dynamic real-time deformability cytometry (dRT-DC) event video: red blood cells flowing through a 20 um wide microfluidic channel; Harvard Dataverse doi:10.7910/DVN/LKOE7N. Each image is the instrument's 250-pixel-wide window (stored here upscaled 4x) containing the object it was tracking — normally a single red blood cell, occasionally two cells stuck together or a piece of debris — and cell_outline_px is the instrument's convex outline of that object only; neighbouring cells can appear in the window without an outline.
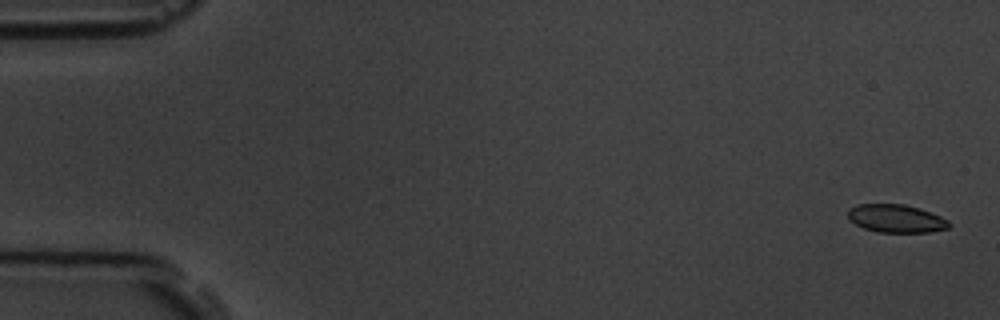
{"species": "common noctule bat (a hibernating species)", "species_latin": "Nyctalus noctula", "temperature_condition": "room temperature", "stored_images_in_passage": 9, "camera_frame_rate_fps": 3000, "um_per_image_px": 0.085, "animal": {"sex": "male", "body_mass_g": 19.5, "forearm_length_mm": 54.6}, "frame": {"image": 1, "passage_image": 1, "time_ms": 0.0, "image_size_px": [1000, 320], "cell_outline_px": [[948, 228], [928, 232], [880, 232], [864, 228], [848, 220], [848, 208], [856, 204], [904, 204], [920, 208], [940, 216], [948, 220]], "centroid_in_image_um": [76.12, 18.56], "position_along_channel_um": 8.9, "area_um2": 16.47}}
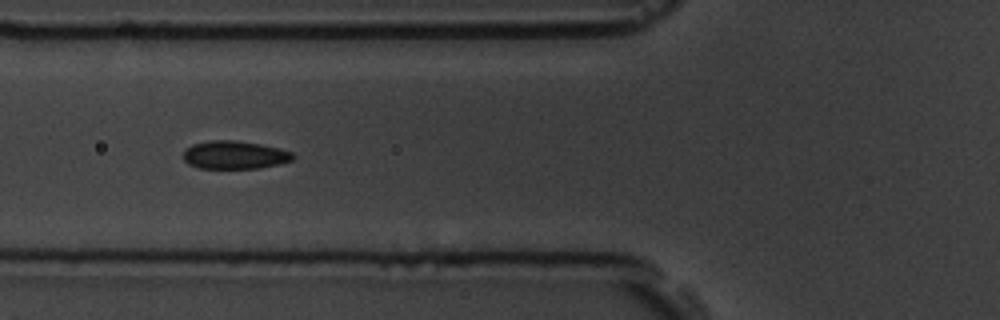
{"frame": {"image": 2, "passage_image": 7, "time_ms": 6.667, "image_size_px": [1000, 320], "cell_outline_px": [[296, 156], [292, 160], [280, 164], [260, 168], [200, 168], [188, 164], [184, 160], [184, 148], [192, 144], [212, 140], [236, 140], [260, 144], [292, 152]], "centroid_in_image_um": [19.93, 13.17], "position_along_channel_um": 105.9, "area_um2": 17.98}}
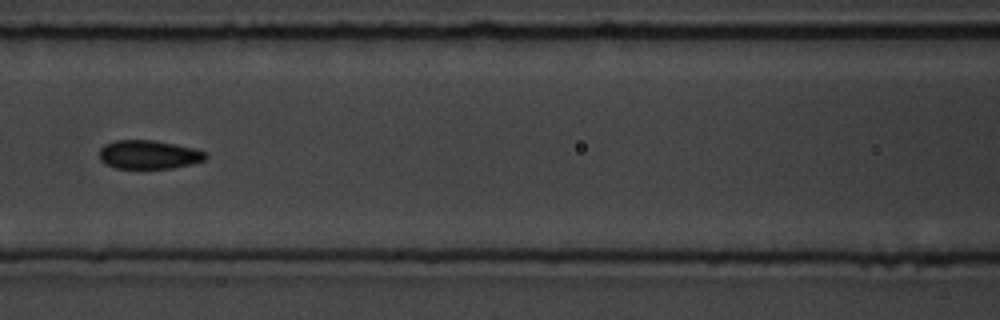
{"frame": {"image": 3, "passage_image": 8, "time_ms": 8.0, "image_size_px": [1000, 320], "cell_outline_px": [[208, 156], [204, 160], [192, 164], [172, 168], [116, 168], [104, 164], [100, 160], [100, 148], [104, 144], [116, 140], [152, 140], [192, 148], [204, 152]], "centroid_in_image_um": [12.6, 13.15], "position_along_channel_um": 154.0, "area_um2": 17.63}}